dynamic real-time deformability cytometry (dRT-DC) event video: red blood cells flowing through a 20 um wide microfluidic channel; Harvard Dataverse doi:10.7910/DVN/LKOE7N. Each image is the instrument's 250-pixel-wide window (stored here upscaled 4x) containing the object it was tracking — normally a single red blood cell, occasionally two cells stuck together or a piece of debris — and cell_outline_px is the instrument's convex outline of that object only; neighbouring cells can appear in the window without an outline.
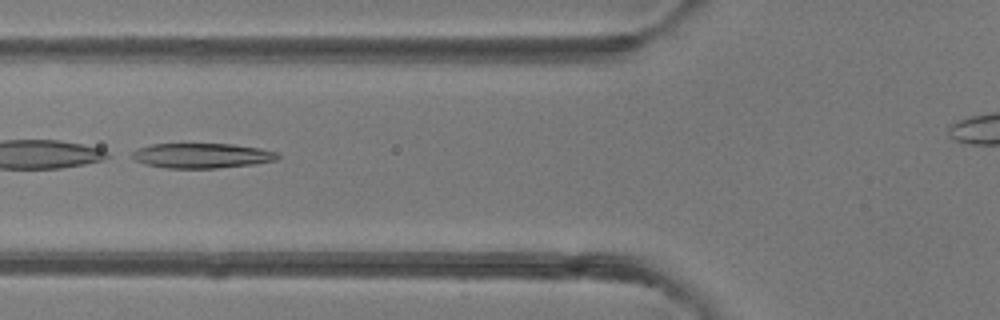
{"species": "common noctule bat (a hibernating species)", "species_latin": "Nyctalus noctula", "temperature_condition": "room temperature", "stored_images_in_passage": 6, "camera_frame_rate_fps": 3000, "um_per_image_px": 0.085, "animal": {"sex": "female"}, "frame": {"image": 1, "passage_image": 5, "time_ms": 5.333, "image_size_px": [1000, 320], "cell_outline_px": [[280, 156], [276, 160], [256, 164], [216, 168], [168, 168], [144, 164], [136, 160], [132, 156], [132, 152], [136, 148], [152, 144], [232, 144], [260, 148], [276, 152]], "centroid_in_image_um": [17.16, 13.23], "position_along_channel_um": 108.6, "area_um2": 21.15}}
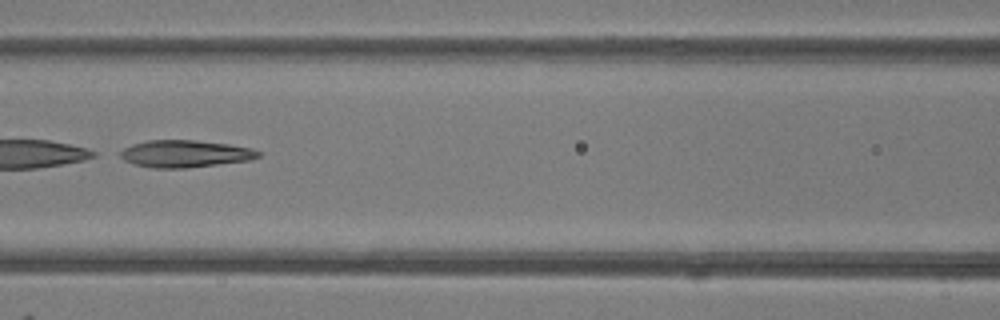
{"frame": {"image": 2, "passage_image": 6, "time_ms": 6.333, "image_size_px": [1000, 320], "cell_outline_px": [[260, 156], [248, 160], [184, 168], [152, 168], [136, 164], [124, 160], [120, 156], [120, 152], [124, 148], [132, 144], [148, 140], [196, 140], [228, 144], [252, 148], [260, 152]], "centroid_in_image_um": [15.71, 13.06], "position_along_channel_um": 150.9, "area_um2": 21.62}}